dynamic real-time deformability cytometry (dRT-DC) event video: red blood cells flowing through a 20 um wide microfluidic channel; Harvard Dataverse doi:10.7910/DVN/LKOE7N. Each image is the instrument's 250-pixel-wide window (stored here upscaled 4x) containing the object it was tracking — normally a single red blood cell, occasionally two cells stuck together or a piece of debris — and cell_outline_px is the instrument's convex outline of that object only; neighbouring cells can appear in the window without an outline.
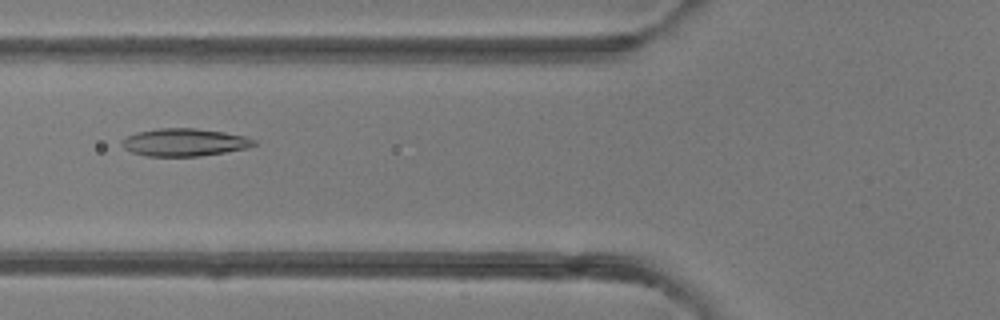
{"species": "common noctule bat (a hibernating species)", "species_latin": "Nyctalus noctula", "temperature_condition": "room temperature", "stored_images_in_passage": 44, "camera_frame_rate_fps": 3000, "um_per_image_px": 0.085, "animal": {"sex": "female"}, "frame": {"image": 1, "passage_image": 14, "time_ms": 4.333, "image_size_px": [1000, 320], "cell_outline_px": [[256, 144], [248, 148], [200, 156], [148, 156], [132, 152], [124, 148], [120, 144], [120, 140], [136, 132], [160, 128], [196, 128], [224, 132], [244, 136], [256, 140]], "centroid_in_image_um": [15.66, 12.09], "position_along_channel_um": 110.1, "area_um2": 21.27}}
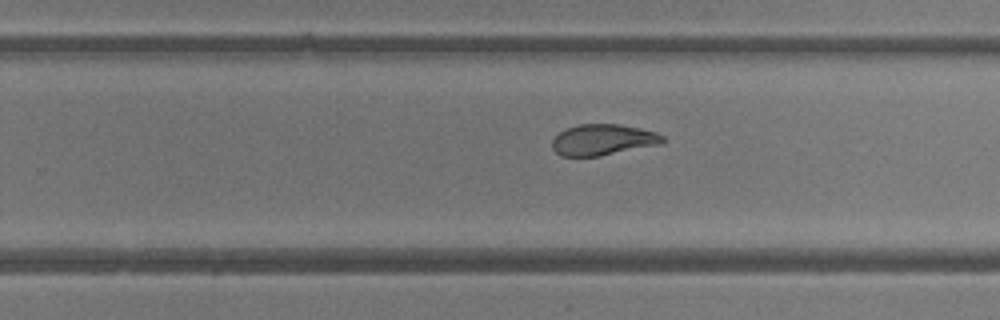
{"frame": {"image": 2, "passage_image": 26, "time_ms": 8.333, "image_size_px": [1000, 320], "cell_outline_px": [[664, 140], [660, 144], [600, 156], [560, 156], [552, 148], [552, 140], [560, 132], [568, 128], [580, 124], [620, 124], [640, 128], [656, 132], [664, 136]], "centroid_in_image_um": [51.25, 11.88], "position_along_channel_um": 278.6, "area_um2": 19.88}}
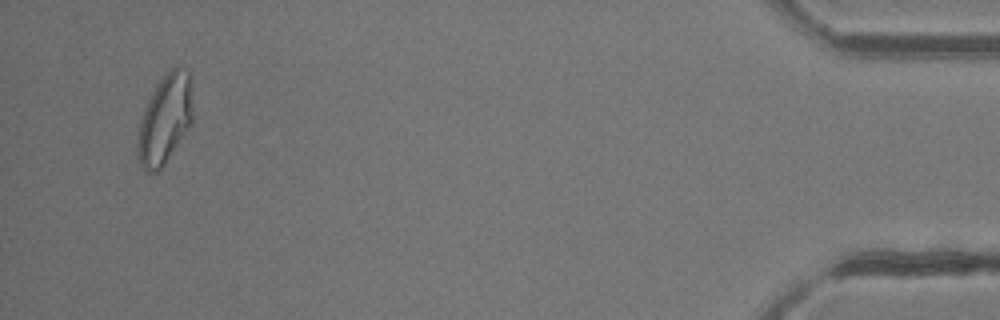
{"frame": {"image": 3, "passage_image": 42, "time_ms": 13.667, "image_size_px": [1000, 320], "cell_outline_px": [[192, 124], [160, 172], [144, 172], [136, 156], [136, 144], [140, 120], [148, 100], [156, 84], [176, 64], [180, 64], [188, 68], [192, 112]], "centroid_in_image_um": [14.0, 10.19], "position_along_channel_um": 421.2, "area_um2": 29.13}, "authors_computed_cell_mechanics": {"area_um2": 22.6287, "velocity_mm_per_s": 4.2106, "shape_relaxation_time_tau1_ms": 9.9341, "shape_relaxation_time_tau2_ms": 1.4305, "deformation_change_tau1": 0.258, "deformation_change_tau2": 0.0719}}